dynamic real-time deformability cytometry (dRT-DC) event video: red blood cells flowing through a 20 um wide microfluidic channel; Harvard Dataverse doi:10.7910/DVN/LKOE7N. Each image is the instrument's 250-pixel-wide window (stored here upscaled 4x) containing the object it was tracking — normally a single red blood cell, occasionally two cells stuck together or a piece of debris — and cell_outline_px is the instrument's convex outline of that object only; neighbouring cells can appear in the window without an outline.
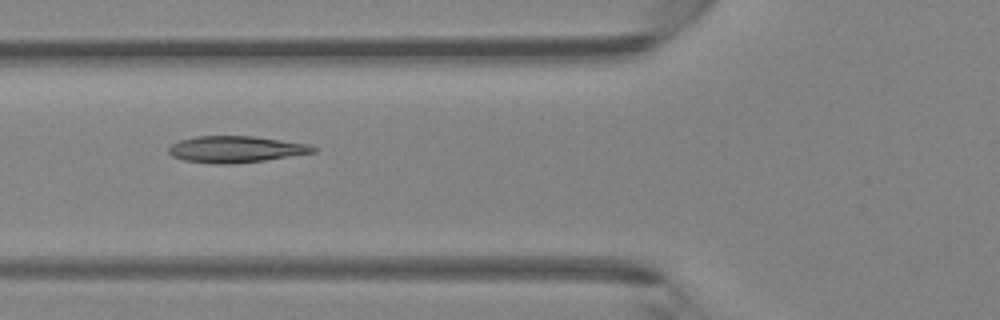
{"species": "Egyptian fruit bat (a non-hibernating species)", "species_latin": "Rousettus aegyptiacus", "temperature_condition": "room temperature", "stored_images_in_passage": 2, "camera_frame_rate_fps": 3000, "um_per_image_px": 0.085, "animal": {"sex": "female"}, "frame": {"image": 1, "passage_image": 2, "time_ms": 1.0, "image_size_px": [1000, 320], "cell_outline_px": [[316, 152], [264, 160], [232, 164], [212, 164], [184, 160], [172, 156], [168, 152], [168, 148], [172, 144], [180, 140], [196, 136], [252, 136], [312, 144], [316, 148]], "centroid_in_image_um": [20.04, 12.69], "position_along_channel_um": 105.8, "area_um2": 22.37}}